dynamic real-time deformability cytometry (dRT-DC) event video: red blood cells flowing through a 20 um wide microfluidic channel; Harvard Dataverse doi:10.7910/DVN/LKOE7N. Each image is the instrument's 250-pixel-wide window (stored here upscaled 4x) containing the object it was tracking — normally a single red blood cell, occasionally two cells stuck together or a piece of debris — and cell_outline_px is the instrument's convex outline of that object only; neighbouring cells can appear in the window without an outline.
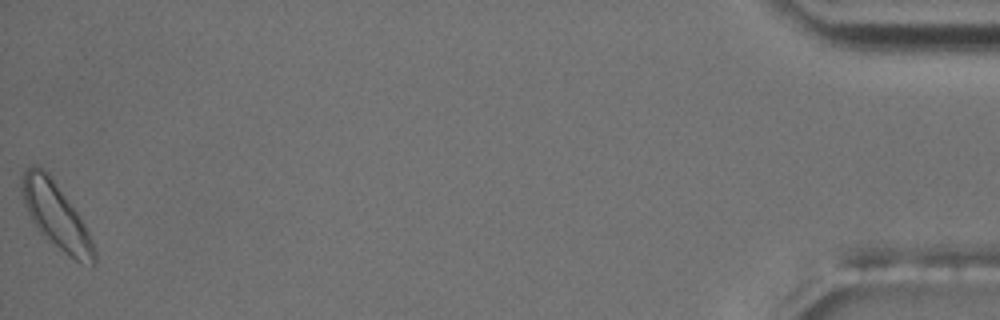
{"species": "common noctule bat (a hibernating species)", "species_latin": "Nyctalus noctula", "temperature_condition": "room temperature", "stored_images_in_passage": 52, "camera_frame_rate_fps": 3000, "um_per_image_px": 0.085, "animal": {"sex": "male", "body_mass_g": 17.5, "forearm_length_mm": 52.3}, "frame": {"image": 1, "passage_image": 52, "time_ms": 17.0, "image_size_px": [1000, 320], "cell_outline_px": [[96, 264], [92, 268], [68, 256], [44, 236], [40, 232], [32, 220], [24, 204], [20, 188], [20, 184], [24, 172], [32, 164], [40, 168], [52, 180], [76, 212], [84, 224], [92, 240], [96, 252]], "centroid_in_image_um": [4.78, 18.41], "position_along_channel_um": 430.4, "area_um2": 26.88}, "authors_computed_cell_mechanics": {"area_um2": 20.6635, "velocity_mm_per_s": 3.5695, "shape_relaxation_time_tau1_ms": 5.8173, "shape_relaxation_time_tau2_ms": null, "deformation_change_tau1": 0.1126, "deformation_change_tau2": null}}